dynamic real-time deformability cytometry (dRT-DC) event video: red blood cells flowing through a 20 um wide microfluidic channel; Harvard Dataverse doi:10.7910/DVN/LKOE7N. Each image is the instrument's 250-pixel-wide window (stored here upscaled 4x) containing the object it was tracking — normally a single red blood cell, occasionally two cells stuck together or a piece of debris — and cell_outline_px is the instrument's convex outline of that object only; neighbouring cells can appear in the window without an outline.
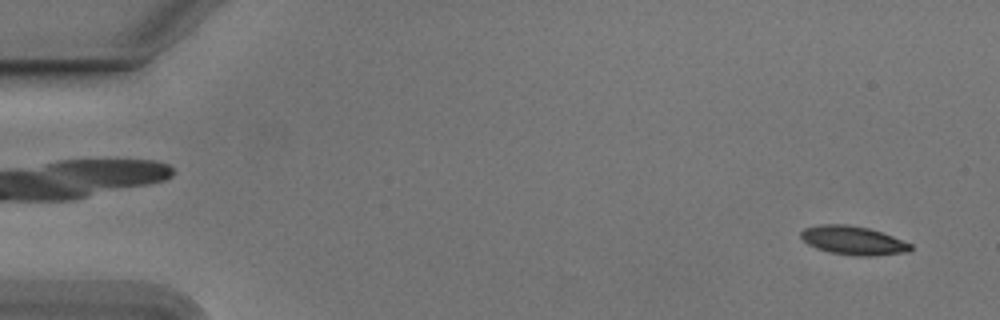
{"species": "Egyptian fruit bat (a non-hibernating species)", "species_latin": "Rousettus aegyptiacus", "temperature_condition": "cold", "stored_images_in_passage": 53, "segment_of_instrument_passage": [1, 2], "camera_frame_rate_fps": 3000, "um_per_image_px": 0.085, "animal": {"sex": "male"}, "frame": {"image": 1, "passage_image": 1, "time_ms": 0.0, "image_size_px": [1000, 320], "cell_outline_px": [[912, 248], [908, 252], [876, 256], [852, 256], [828, 252], [816, 248], [808, 244], [800, 236], [800, 232], [804, 228], [820, 224], [848, 224], [868, 228], [892, 236], [912, 244]], "centroid_in_image_um": [72.51, 20.44], "position_along_channel_um": 12.5, "area_um2": 18.5}}
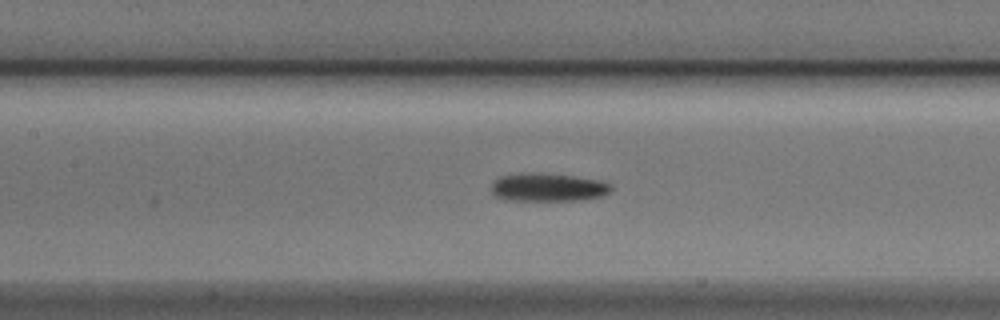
{"frame": {"image": 2, "passage_image": 23, "time_ms": 7.333, "image_size_px": [1000, 320], "cell_outline_px": [[612, 188], [608, 192], [600, 196], [584, 200], [504, 200], [492, 196], [492, 184], [500, 176], [528, 172], [572, 176], [596, 180], [608, 184]], "centroid_in_image_um": [46.5, 15.93], "position_along_channel_um": 160.9, "area_um2": 19.42}}
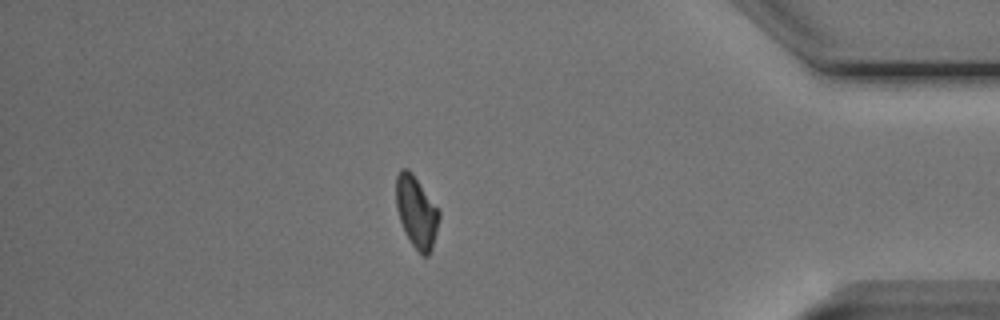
{"frame": {"image": 3, "passage_image": 45, "time_ms": 14.667, "image_size_px": [1000, 320], "cell_outline_px": [[440, 216], [432, 248], [428, 256], [424, 256], [412, 244], [400, 220], [396, 208], [396, 176], [400, 168], [408, 168], [412, 172], [440, 212]], "centroid_in_image_um": [35.38, 17.97], "position_along_channel_um": 399.8, "area_um2": 17.63}}